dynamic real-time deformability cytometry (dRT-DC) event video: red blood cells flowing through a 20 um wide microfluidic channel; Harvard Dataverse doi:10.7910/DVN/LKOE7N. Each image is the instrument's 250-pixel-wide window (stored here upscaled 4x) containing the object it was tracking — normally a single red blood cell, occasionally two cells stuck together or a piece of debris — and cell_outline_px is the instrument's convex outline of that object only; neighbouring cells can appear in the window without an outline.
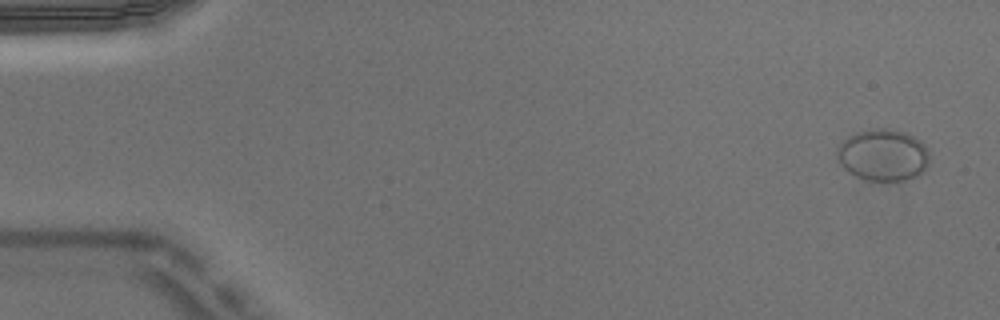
{"species": "Egyptian fruit bat (a non-hibernating species)", "species_latin": "Rousettus aegyptiacus", "temperature_condition": "warm", "stored_images_in_passage": 5, "camera_frame_rate_fps": 3000, "um_per_image_px": 0.085, "animal": {"sex": "male"}, "frame": {"image": 1, "passage_image": 1, "time_ms": 0.0, "image_size_px": [1000, 320], "cell_outline_px": [[928, 164], [924, 172], [916, 176], [904, 180], [868, 180], [856, 176], [848, 172], [840, 164], [836, 156], [836, 152], [840, 144], [848, 136], [856, 132], [880, 128], [884, 128], [904, 132], [920, 140], [924, 144], [928, 152]], "centroid_in_image_um": [75.05, 13.18], "position_along_channel_um": 9.9, "area_um2": 27.74}}
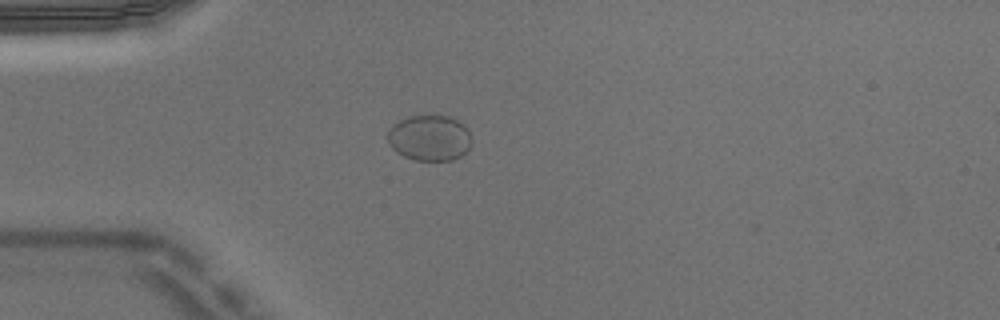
{"frame": {"image": 2, "passage_image": 4, "time_ms": 1.0, "image_size_px": [1000, 320], "cell_outline_px": [[472, 144], [460, 156], [452, 160], [416, 160], [404, 156], [396, 152], [388, 144], [388, 132], [392, 124], [408, 116], [448, 116], [464, 124], [468, 128], [472, 140]], "centroid_in_image_um": [36.51, 11.72], "position_along_channel_um": 48.5, "area_um2": 22.43}}